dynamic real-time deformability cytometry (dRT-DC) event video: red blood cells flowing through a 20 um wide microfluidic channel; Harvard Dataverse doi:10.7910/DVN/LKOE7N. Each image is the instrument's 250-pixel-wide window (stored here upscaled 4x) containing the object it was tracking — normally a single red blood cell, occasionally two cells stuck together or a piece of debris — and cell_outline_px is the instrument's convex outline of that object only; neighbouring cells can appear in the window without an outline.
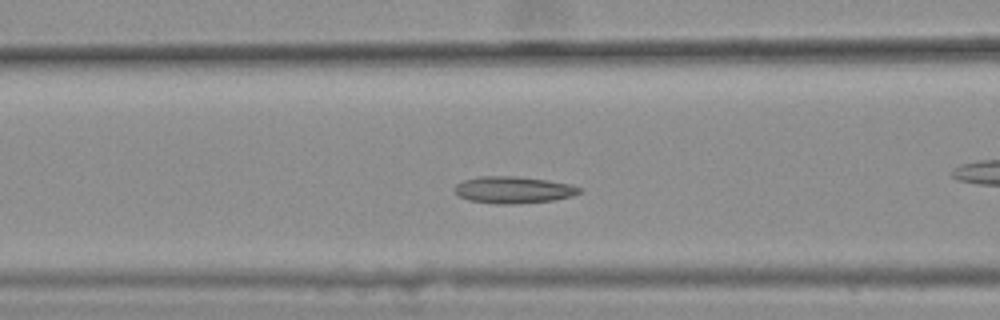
{"species": "common noctule bat (a hibernating species)", "species_latin": "Nyctalus noctula", "temperature_condition": "warm", "stored_images_in_passage": 45, "camera_frame_rate_fps": 3000, "um_per_image_px": 0.085, "animal": {"sex": "female", "body_mass_g": 25.1}, "frame": {"image": 1, "passage_image": 20, "time_ms": 6.333, "image_size_px": [1000, 320], "cell_outline_px": [[584, 188], [580, 192], [572, 196], [556, 200], [520, 204], [492, 204], [468, 200], [460, 196], [452, 188], [456, 184], [464, 180], [480, 176], [516, 176], [548, 180], [572, 184]], "centroid_in_image_um": [43.67, 16.14], "position_along_channel_um": 122.9, "area_um2": 19.88}}
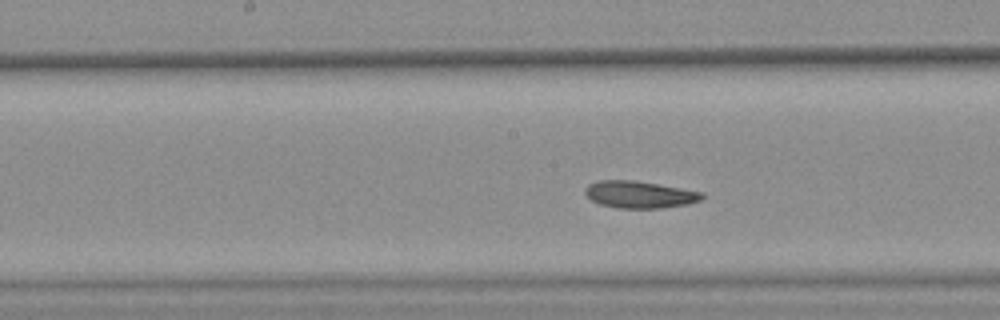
{"frame": {"image": 2, "passage_image": 26, "time_ms": 8.333, "image_size_px": [1000, 320], "cell_outline_px": [[704, 196], [700, 200], [688, 204], [664, 208], [616, 208], [600, 204], [592, 200], [584, 192], [584, 188], [588, 184], [600, 180], [632, 180], [704, 192]], "centroid_in_image_um": [54.35, 16.54], "position_along_channel_um": 193.8, "area_um2": 18.38}, "authors_computed_cell_mechanics": {"area_um2": 18.8428, "velocity_mm_per_s": 3.5538, "shape_relaxation_time_tau1_ms": null, "shape_relaxation_time_tau2_ms": 8.0709, "deformation_change_tau1": null, "deformation_change_tau2": 0.128}}